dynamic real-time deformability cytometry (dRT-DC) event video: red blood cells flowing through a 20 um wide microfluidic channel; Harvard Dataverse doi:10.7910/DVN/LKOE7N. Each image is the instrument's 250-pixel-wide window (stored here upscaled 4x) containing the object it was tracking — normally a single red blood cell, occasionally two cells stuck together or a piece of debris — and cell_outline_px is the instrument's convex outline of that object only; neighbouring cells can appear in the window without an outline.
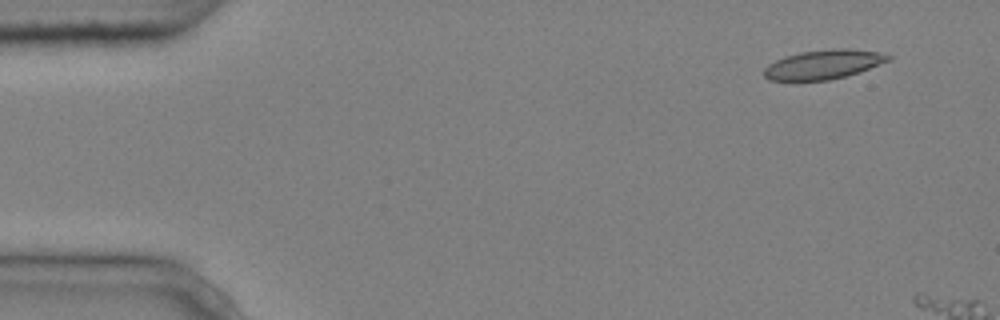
{"species": "common noctule bat (a hibernating species)", "species_latin": "Nyctalus noctula", "temperature_condition": "cold", "stored_images_in_passage": 3, "camera_frame_rate_fps": 3000, "um_per_image_px": 0.085, "animal": {"sex": "male", "body_mass_g": 20.4}, "frame": {"image": 1, "passage_image": 1, "time_ms": 0.0, "image_size_px": [1000, 320], "cell_outline_px": [[892, 60], [860, 72], [828, 80], [768, 80], [764, 76], [764, 68], [768, 64], [784, 56], [800, 52], [832, 48], [848, 48], [880, 52], [892, 56]], "centroid_in_image_um": [70.02, 5.46], "position_along_channel_um": 15.0, "area_um2": 21.33}}